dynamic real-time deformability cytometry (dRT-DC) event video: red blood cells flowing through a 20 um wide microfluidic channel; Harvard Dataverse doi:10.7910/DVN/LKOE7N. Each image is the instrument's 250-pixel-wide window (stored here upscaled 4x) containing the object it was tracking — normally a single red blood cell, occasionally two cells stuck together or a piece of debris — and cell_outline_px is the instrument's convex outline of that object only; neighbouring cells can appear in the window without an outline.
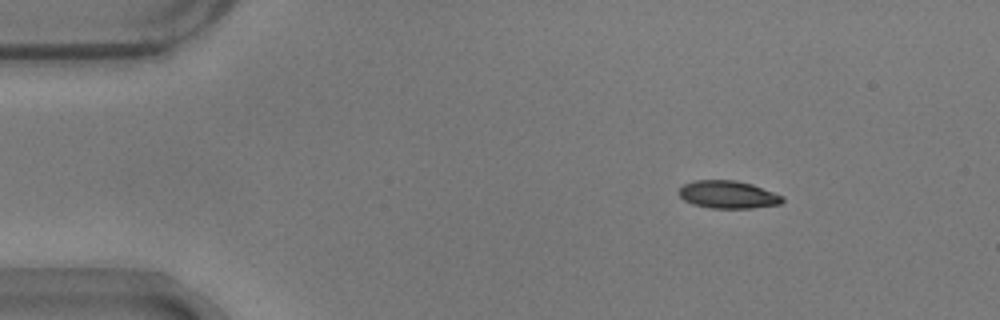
{"species": "common noctule bat (a hibernating species)", "species_latin": "Nyctalus noctula", "temperature_condition": "warm", "stored_images_in_passage": 47, "camera_frame_rate_fps": 3000, "um_per_image_px": 0.085, "animal": {"sex": "male", "body_mass_g": 17.9}, "frame": {"image": 1, "passage_image": 1, "time_ms": 0.0, "image_size_px": [1000, 320], "cell_outline_px": [[784, 200], [780, 204], [752, 208], [712, 208], [692, 204], [684, 200], [680, 196], [680, 188], [684, 184], [696, 180], [736, 180], [752, 184], [784, 196]], "centroid_in_image_um": [61.9, 16.54], "position_along_channel_um": 23.1, "area_um2": 16.65}}
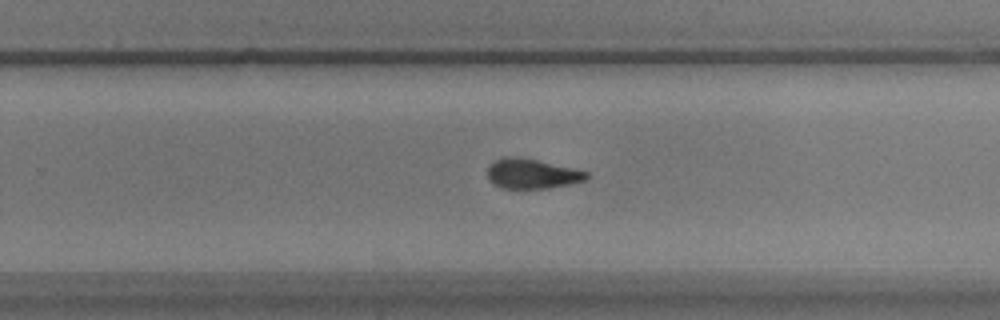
{"frame": {"image": 2, "passage_image": 28, "time_ms": 9.0, "image_size_px": [1000, 320], "cell_outline_px": [[588, 180], [548, 188], [500, 188], [492, 184], [488, 180], [488, 164], [492, 160], [504, 156], [520, 156], [572, 168], [588, 172]], "centroid_in_image_um": [45.15, 14.75], "position_along_channel_um": 284.7, "area_um2": 17.46}}
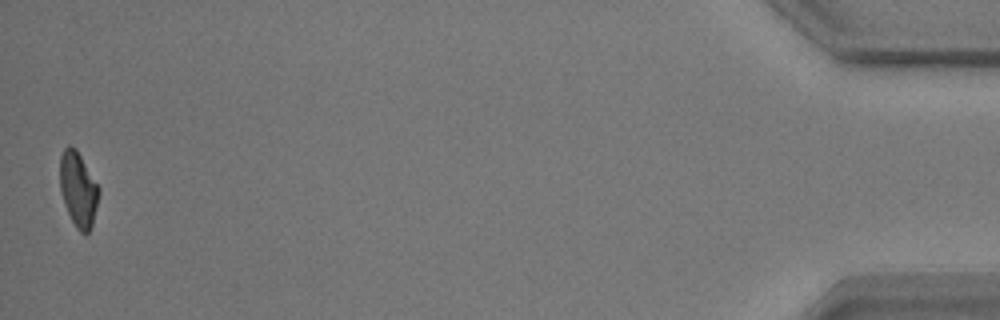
{"frame": {"image": 3, "passage_image": 47, "time_ms": 15.333, "image_size_px": [1000, 320], "cell_outline_px": [[100, 192], [92, 224], [88, 232], [84, 236], [76, 228], [64, 204], [60, 192], [60, 156], [64, 148], [68, 144], [76, 148], [100, 188]], "centroid_in_image_um": [6.64, 16.08], "position_along_channel_um": 428.6, "area_um2": 17.05}, "authors_computed_cell_mechanics": {"area_um2": 17.7446, "velocity_mm_per_s": 3.723, "shape_relaxation_time_tau1_ms": 4.8472, "shape_relaxation_time_tau2_ms": 2.2519, "deformation_change_tau1": 0.1627, "deformation_change_tau2": 0.0922}}